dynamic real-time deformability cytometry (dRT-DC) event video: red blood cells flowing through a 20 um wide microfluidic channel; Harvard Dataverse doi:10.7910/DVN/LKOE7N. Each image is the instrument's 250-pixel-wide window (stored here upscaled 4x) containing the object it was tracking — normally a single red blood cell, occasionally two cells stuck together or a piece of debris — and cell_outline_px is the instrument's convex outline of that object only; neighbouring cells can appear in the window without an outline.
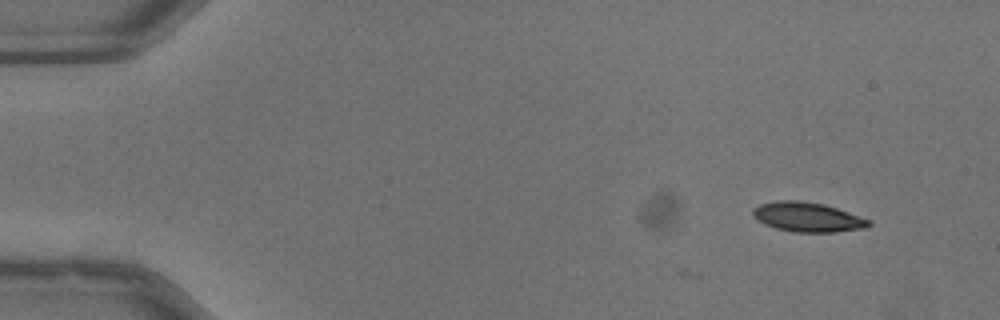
{"species": "common noctule bat (a hibernating species)", "species_latin": "Nyctalus noctula", "temperature_condition": "warm", "stored_images_in_passage": 2, "camera_frame_rate_fps": 3000, "um_per_image_px": 0.085, "animal": {"sex": "male", "body_mass_g": 13.3}, "frame": {"image": 1, "passage_image": 2, "time_ms": 0.333, "image_size_px": [1000, 320], "cell_outline_px": [[872, 224], [868, 228], [836, 232], [796, 232], [776, 228], [764, 224], [756, 220], [752, 216], [752, 208], [760, 204], [776, 200], [800, 200], [824, 204], [848, 212], [868, 220]], "centroid_in_image_um": [68.6, 18.45], "position_along_channel_um": 16.4, "area_um2": 20.06}}